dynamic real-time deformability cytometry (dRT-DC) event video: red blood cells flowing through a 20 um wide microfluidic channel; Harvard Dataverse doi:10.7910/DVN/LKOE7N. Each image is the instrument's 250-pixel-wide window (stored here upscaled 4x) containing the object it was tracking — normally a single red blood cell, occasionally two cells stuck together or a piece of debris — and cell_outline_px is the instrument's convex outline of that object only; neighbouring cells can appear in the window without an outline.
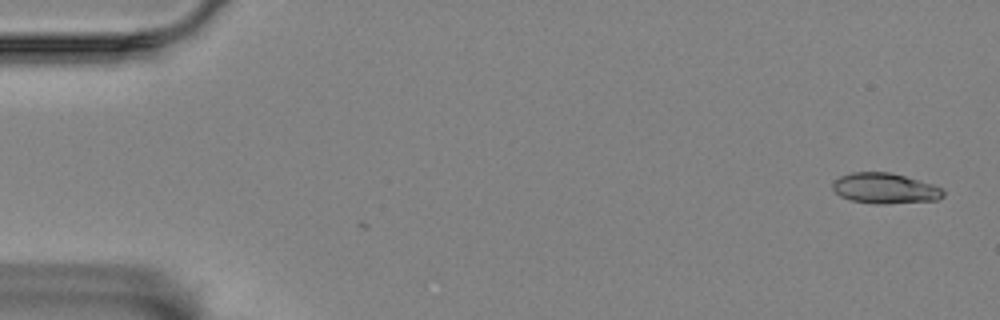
{"species": "Egyptian fruit bat (a non-hibernating species)", "species_latin": "Rousettus aegyptiacus", "temperature_condition": "room temperature", "stored_images_in_passage": 3, "camera_frame_rate_fps": 3000, "um_per_image_px": 0.085, "animal": {"sex": "female"}, "frame": {"image": 1, "passage_image": 1, "time_ms": 0.0, "image_size_px": [1000, 320], "cell_outline_px": [[944, 196], [936, 200], [884, 204], [876, 204], [852, 200], [840, 196], [832, 188], [832, 184], [840, 176], [852, 172], [888, 172], [904, 176], [932, 184], [944, 188]], "centroid_in_image_um": [75.23, 16.01], "position_along_channel_um": 9.8, "area_um2": 19.54}}